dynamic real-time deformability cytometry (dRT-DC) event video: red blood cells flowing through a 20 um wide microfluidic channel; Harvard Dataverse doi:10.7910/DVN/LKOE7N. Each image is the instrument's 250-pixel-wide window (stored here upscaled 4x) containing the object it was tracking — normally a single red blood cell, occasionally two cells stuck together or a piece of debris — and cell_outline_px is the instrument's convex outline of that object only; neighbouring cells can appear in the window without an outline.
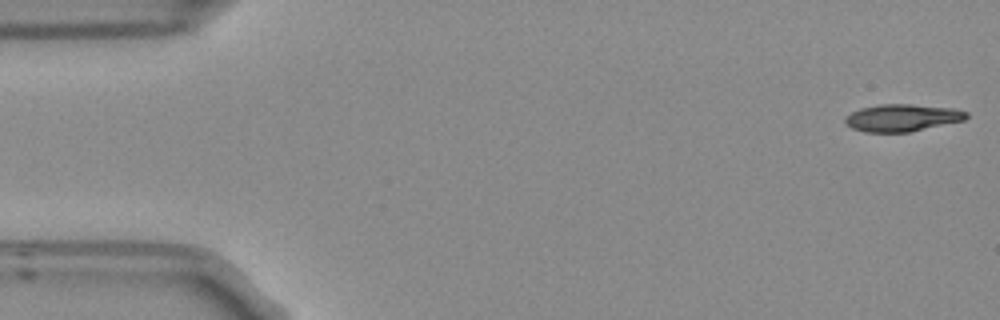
{"species": "Egyptian fruit bat (a non-hibernating species)", "species_latin": "Rousettus aegyptiacus", "temperature_condition": "room temperature", "stored_images_in_passage": 53, "camera_frame_rate_fps": 3000, "um_per_image_px": 0.085, "frame": {"image": 1, "passage_image": 1, "time_ms": 0.0, "image_size_px": [1000, 320], "cell_outline_px": [[968, 116], [964, 120], [908, 132], [864, 132], [852, 128], [844, 124], [844, 116], [860, 108], [880, 104], [908, 104], [952, 108], [968, 112]], "centroid_in_image_um": [76.63, 10.01], "position_along_channel_um": 8.4, "area_um2": 19.19}}
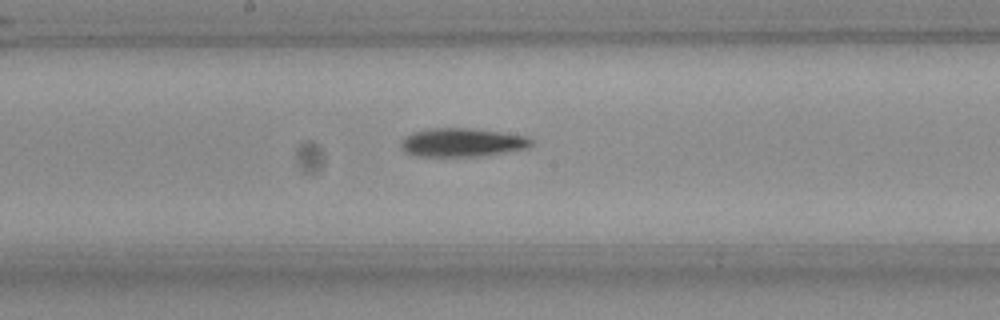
{"frame": {"image": 2, "passage_image": 27, "time_ms": 8.667, "image_size_px": [1000, 320], "cell_outline_px": [[532, 144], [528, 148], [480, 156], [416, 156], [404, 152], [400, 148], [400, 140], [404, 136], [412, 132], [428, 128], [468, 128], [500, 132], [528, 136], [532, 140]], "centroid_in_image_um": [39.22, 12.1], "position_along_channel_um": 209.0, "area_um2": 21.85}}
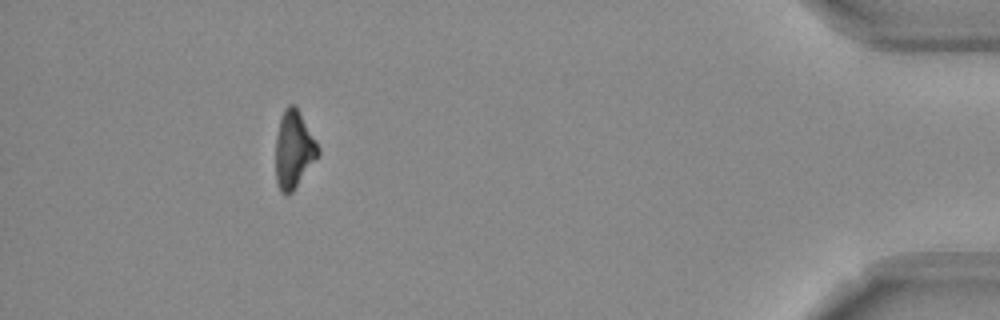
{"frame": {"image": 3, "passage_image": 48, "time_ms": 15.667, "image_size_px": [1000, 320], "cell_outline_px": [[320, 156], [292, 192], [288, 196], [284, 196], [280, 192], [276, 180], [276, 136], [280, 120], [284, 108], [288, 104], [292, 104], [296, 108], [316, 140], [320, 148]], "centroid_in_image_um": [24.98, 12.78], "position_along_channel_um": 410.2, "area_um2": 19.25}, "authors_computed_cell_mechanics": {"area_um2": 20.1722, "velocity_mm_per_s": 3.783, "shape_relaxation_time_tau1_ms": 4.8512, "shape_relaxation_time_tau2_ms": null, "deformation_change_tau1": 0.1507, "deformation_change_tau2": null}}